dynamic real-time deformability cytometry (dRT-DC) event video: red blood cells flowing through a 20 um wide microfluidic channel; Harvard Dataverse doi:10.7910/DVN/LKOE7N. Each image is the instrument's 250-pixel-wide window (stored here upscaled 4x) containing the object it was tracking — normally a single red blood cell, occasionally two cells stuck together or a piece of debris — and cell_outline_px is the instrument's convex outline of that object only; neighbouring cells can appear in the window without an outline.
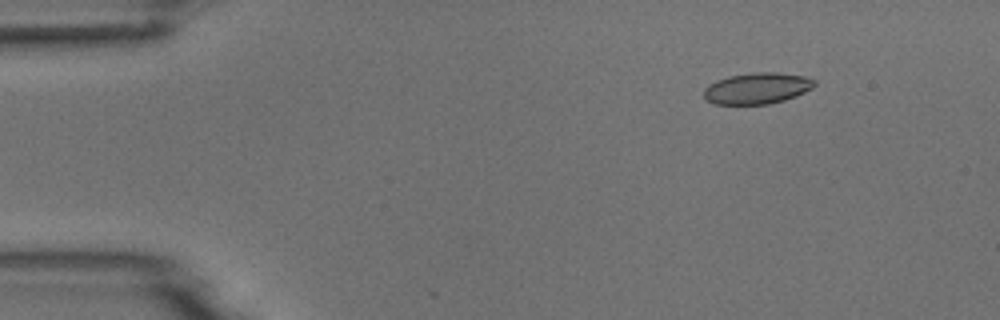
{"species": "common noctule bat (a hibernating species)", "species_latin": "Nyctalus noctula", "temperature_condition": "room temperature", "stored_images_in_passage": 5, "camera_frame_rate_fps": 3000, "um_per_image_px": 0.085, "animal": {"sex": "male", "body_mass_g": 18.8}, "frame": {"image": 1, "passage_image": 2, "time_ms": 1.0, "image_size_px": [1000, 320], "cell_outline_px": [[816, 84], [812, 88], [796, 96], [784, 100], [768, 104], [716, 104], [708, 100], [704, 96], [704, 88], [708, 84], [716, 80], [728, 76], [752, 72], [776, 72], [808, 76], [816, 80]], "centroid_in_image_um": [64.38, 7.49], "position_along_channel_um": 20.6, "area_um2": 20.29}}
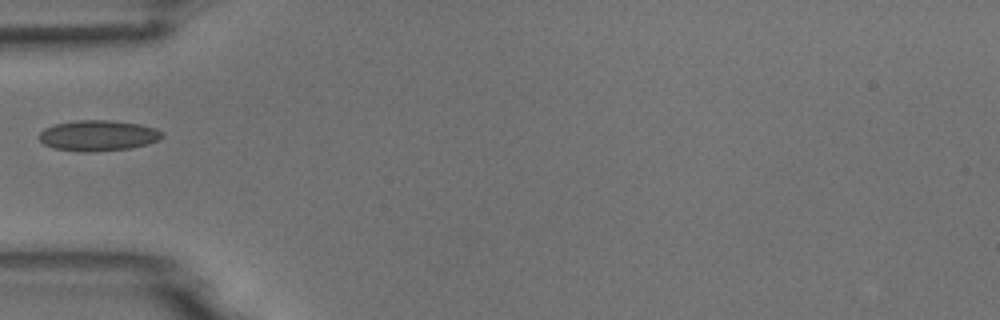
{"frame": {"image": 2, "passage_image": 5, "time_ms": 4.667, "image_size_px": [1000, 320], "cell_outline_px": [[164, 136], [160, 140], [148, 144], [128, 148], [92, 152], [80, 152], [52, 148], [44, 144], [40, 140], [40, 132], [44, 128], [56, 124], [76, 120], [112, 120], [140, 124], [156, 128], [164, 132]], "centroid_in_image_um": [8.37, 11.52], "position_along_channel_um": 76.6, "area_um2": 22.2}}